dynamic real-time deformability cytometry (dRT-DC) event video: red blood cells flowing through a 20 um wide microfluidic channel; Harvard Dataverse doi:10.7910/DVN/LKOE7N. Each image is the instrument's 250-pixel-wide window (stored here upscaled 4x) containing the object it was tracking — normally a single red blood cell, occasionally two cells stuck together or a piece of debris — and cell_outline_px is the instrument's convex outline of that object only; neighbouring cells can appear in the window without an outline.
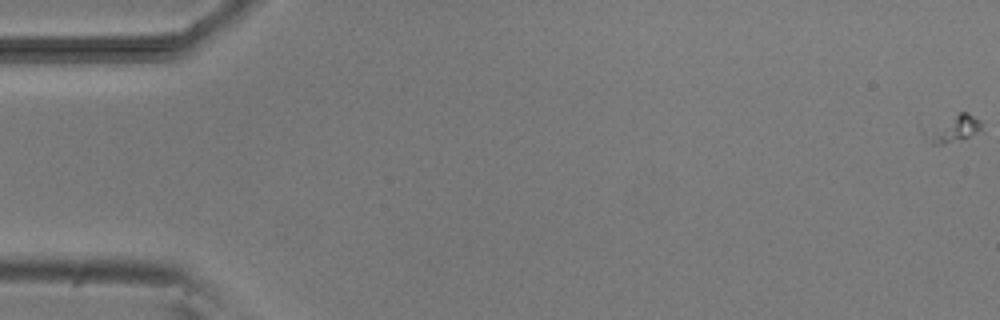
{"species": "common noctule bat (a hibernating species)", "species_latin": "Nyctalus noctula", "temperature_condition": "room temperature", "stored_images_in_passage": 55, "camera_frame_rate_fps": 3000, "um_per_image_px": 0.085, "animal": {"sex": "male", "body_mass_g": 20.5, "forearm_length_mm": 52.5}, "frame": {"image": 1, "passage_image": 1, "time_ms": 0.0, "image_size_px": [1000, 320], "cell_outline_px": [[984, 132], [944, 144], [932, 144], [920, 132], [920, 124], [960, 112], [968, 112], [980, 120]], "centroid_in_image_um": [80.87, 10.9], "position_along_channel_um": 4.1, "area_um2": 10.06}}
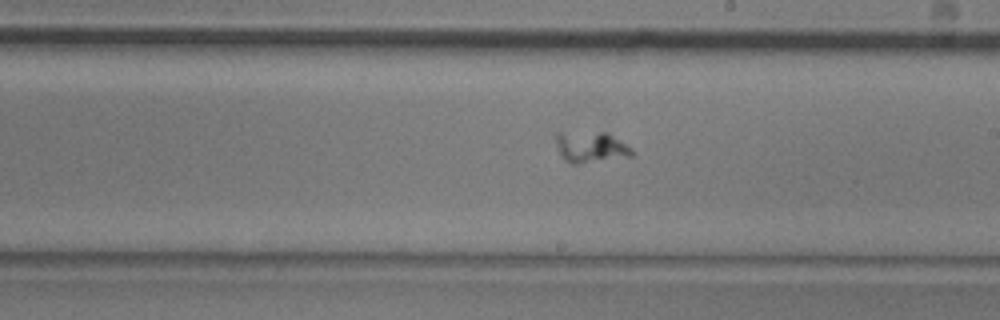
{"frame": {"image": 2, "passage_image": 32, "time_ms": 10.333, "image_size_px": [1000, 320], "cell_outline_px": [[632, 156], [576, 164], [572, 164], [564, 160], [560, 156], [556, 140], [556, 136], [560, 132], [608, 132], [632, 148]], "centroid_in_image_um": [50.21, 12.5], "position_along_channel_um": 238.8, "area_um2": 13.76}}
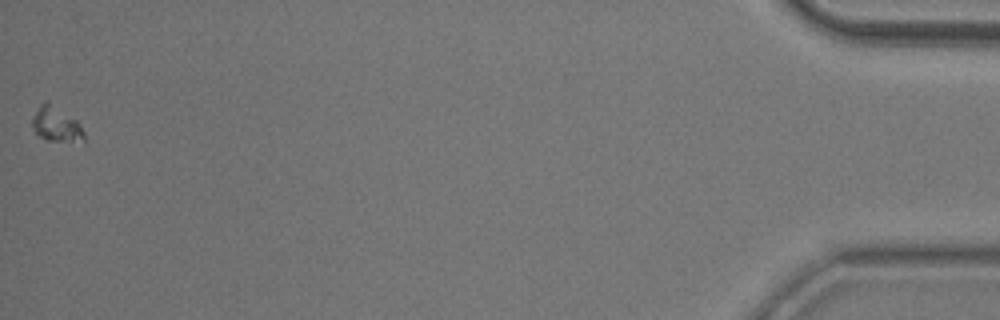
{"frame": {"image": 3, "passage_image": 55, "time_ms": 18.0, "image_size_px": [1000, 320], "cell_outline_px": [[84, 140], [44, 140], [36, 132], [32, 124], [32, 120], [40, 104], [44, 100], [48, 100], [76, 120], [80, 124], [84, 132]], "centroid_in_image_um": [4.76, 10.52], "position_along_channel_um": 430.4, "area_um2": 10.23}}